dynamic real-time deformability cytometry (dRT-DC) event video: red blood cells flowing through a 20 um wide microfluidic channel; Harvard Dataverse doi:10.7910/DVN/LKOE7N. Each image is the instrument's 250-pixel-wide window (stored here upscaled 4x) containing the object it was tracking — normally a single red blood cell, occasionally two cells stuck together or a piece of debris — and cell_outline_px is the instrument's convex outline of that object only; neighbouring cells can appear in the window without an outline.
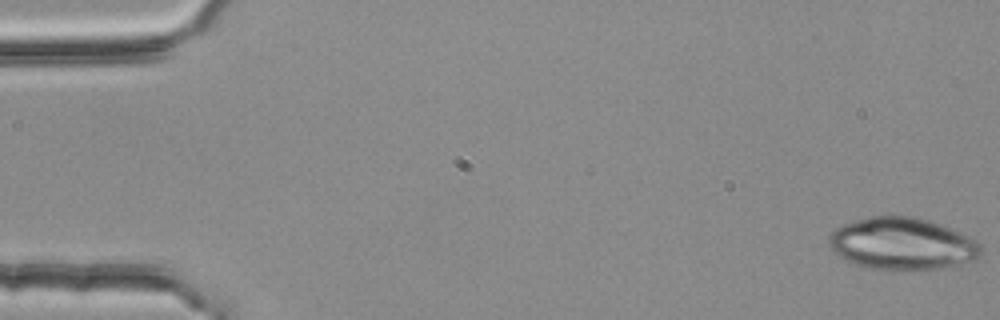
{"species": "common noctule bat (a hibernating species)", "species_latin": "Nyctalus noctula", "temperature_condition": "room temperature", "stored_images_in_passage": 4, "camera_frame_rate_fps": 3000, "um_per_image_px": 0.085, "animal": {"sex": "female", "body_mass_g": 25.1}, "frame": {"image": 1, "passage_image": 1, "time_ms": 0.0, "image_size_px": [1000, 320], "cell_outline_px": [[980, 260], [940, 268], [868, 268], [856, 264], [832, 252], [828, 244], [828, 236], [836, 228], [844, 224], [868, 216], [916, 216], [940, 224], [968, 236], [976, 240], [980, 244]], "centroid_in_image_um": [76.69, 20.69], "position_along_channel_um": 8.3, "area_um2": 45.72}}